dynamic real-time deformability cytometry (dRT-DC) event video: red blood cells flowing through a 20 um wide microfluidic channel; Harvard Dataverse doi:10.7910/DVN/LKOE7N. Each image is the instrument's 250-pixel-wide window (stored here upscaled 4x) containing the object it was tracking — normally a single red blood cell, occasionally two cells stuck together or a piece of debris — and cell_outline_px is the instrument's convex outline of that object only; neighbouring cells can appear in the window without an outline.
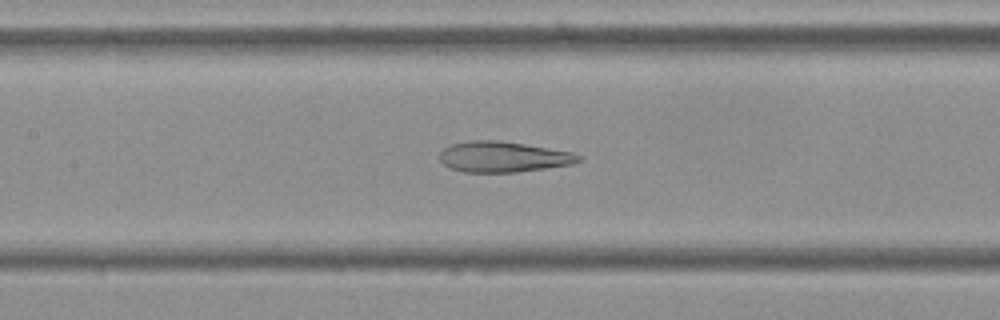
{"species": "Egyptian fruit bat (a non-hibernating species)", "species_latin": "Rousettus aegyptiacus", "temperature_condition": "cold", "stored_images_in_passage": 55, "camera_frame_rate_fps": 3000, "um_per_image_px": 0.085, "frame": {"image": 1, "passage_image": 25, "time_ms": 8.0, "image_size_px": [1000, 320], "cell_outline_px": [[584, 156], [580, 160], [572, 164], [516, 172], [464, 172], [452, 168], [444, 164], [440, 160], [440, 152], [444, 148], [452, 144], [468, 140], [500, 140], [572, 152]], "centroid_in_image_um": [42.77, 13.32], "position_along_channel_um": 164.6, "area_um2": 24.68}}
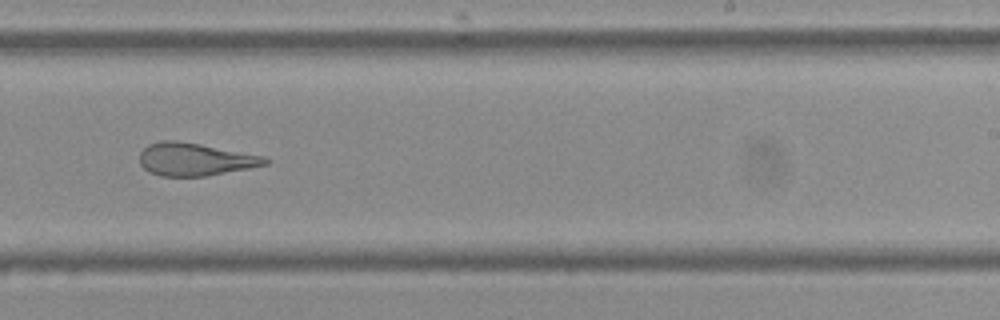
{"frame": {"image": 2, "passage_image": 34, "time_ms": 11.0, "image_size_px": [1000, 320], "cell_outline_px": [[272, 160], [268, 164], [248, 168], [204, 176], [160, 176], [148, 172], [140, 164], [140, 152], [148, 144], [160, 140], [176, 140], [200, 144], [268, 156]], "centroid_in_image_um": [16.6, 13.53], "position_along_channel_um": 272.4, "area_um2": 24.16}}
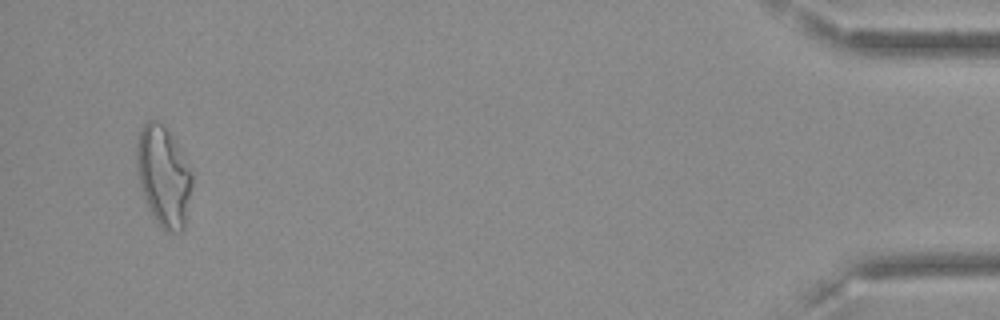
{"frame": {"image": 3, "passage_image": 53, "time_ms": 17.333, "image_size_px": [1000, 320], "cell_outline_px": [[192, 184], [184, 228], [180, 232], [164, 232], [152, 216], [148, 208], [140, 184], [136, 164], [136, 144], [140, 132], [144, 124], [148, 120], [160, 120], [164, 124], [192, 172]], "centroid_in_image_um": [13.89, 15.0], "position_along_channel_um": 421.3, "area_um2": 32.19}, "authors_computed_cell_mechanics": {"area_um2": 28.7266, "velocity_mm_per_s": 3.6043, "shape_relaxation_time_tau1_ms": null, "shape_relaxation_time_tau2_ms": 1.7949, "deformation_change_tau1": null, "deformation_change_tau2": 0.1147}}